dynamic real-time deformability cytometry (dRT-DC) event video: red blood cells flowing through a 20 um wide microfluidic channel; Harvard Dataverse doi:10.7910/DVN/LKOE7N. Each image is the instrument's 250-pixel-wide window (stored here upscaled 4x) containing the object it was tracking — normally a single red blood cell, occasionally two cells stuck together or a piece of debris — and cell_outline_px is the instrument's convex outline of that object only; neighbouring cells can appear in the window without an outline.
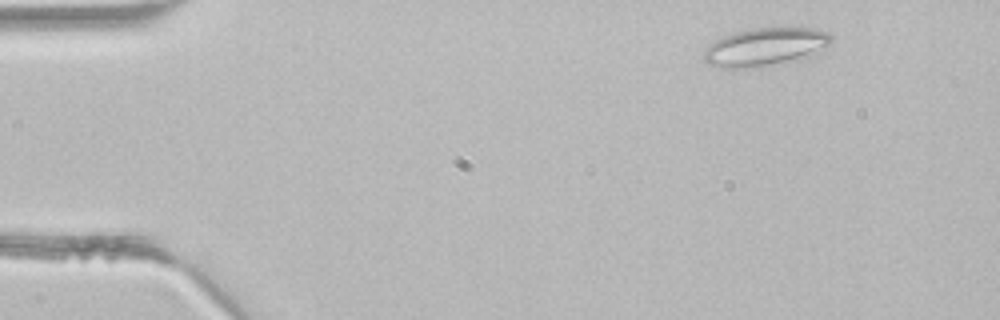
{"species": "common noctule bat (a hibernating species)", "species_latin": "Nyctalus noctula", "temperature_condition": "room temperature", "stored_images_in_passage": 3, "camera_frame_rate_fps": 3000, "um_per_image_px": 0.085, "animal": {"sex": "male", "body_mass_g": 21.5, "forearm_length_mm": 52.0}, "frame": {"image": 1, "passage_image": 1, "time_ms": 0.0, "image_size_px": [1000, 320], "cell_outline_px": [[832, 44], [808, 56], [744, 68], [720, 68], [708, 64], [704, 60], [704, 48], [716, 40], [724, 36], [736, 32], [752, 28], [812, 28], [828, 32], [832, 36]], "centroid_in_image_um": [65.02, 3.96], "position_along_channel_um": 20.0, "area_um2": 27.63}}